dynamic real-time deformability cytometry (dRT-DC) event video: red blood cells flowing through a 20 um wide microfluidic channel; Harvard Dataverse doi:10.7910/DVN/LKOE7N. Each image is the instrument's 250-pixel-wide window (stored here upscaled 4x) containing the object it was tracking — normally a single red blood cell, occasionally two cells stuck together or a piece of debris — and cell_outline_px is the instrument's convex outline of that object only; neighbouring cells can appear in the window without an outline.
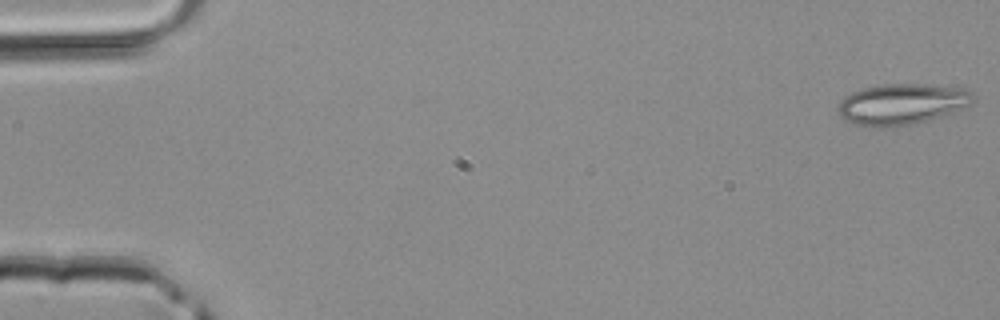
{"species": "common noctule bat (a hibernating species)", "species_latin": "Nyctalus noctula", "temperature_condition": "room temperature", "stored_images_in_passage": 45, "camera_frame_rate_fps": 3000, "um_per_image_px": 0.085, "animal": {"sex": "male", "body_mass_g": 20.4}, "frame": {"image": 1, "passage_image": 1, "time_ms": 0.0, "image_size_px": [1000, 320], "cell_outline_px": [[976, 100], [972, 104], [952, 112], [912, 124], [876, 128], [872, 128], [856, 124], [844, 120], [840, 116], [836, 108], [840, 100], [844, 96], [852, 92], [864, 88], [884, 84], [920, 84], [964, 88], [972, 92], [976, 96]], "centroid_in_image_um": [76.63, 8.85], "position_along_channel_um": 8.4, "area_um2": 32.31}}
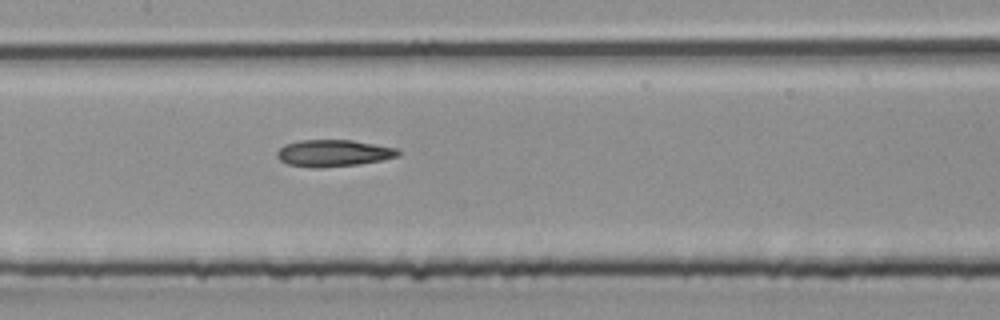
{"frame": {"image": 2, "passage_image": 22, "time_ms": 7.0, "image_size_px": [1000, 320], "cell_outline_px": [[400, 156], [384, 160], [360, 164], [320, 168], [312, 168], [288, 164], [280, 160], [276, 156], [276, 152], [284, 144], [300, 140], [352, 140], [396, 148], [400, 152]], "centroid_in_image_um": [28.34, 13.02], "position_along_channel_um": 179.1, "area_um2": 19.07}}
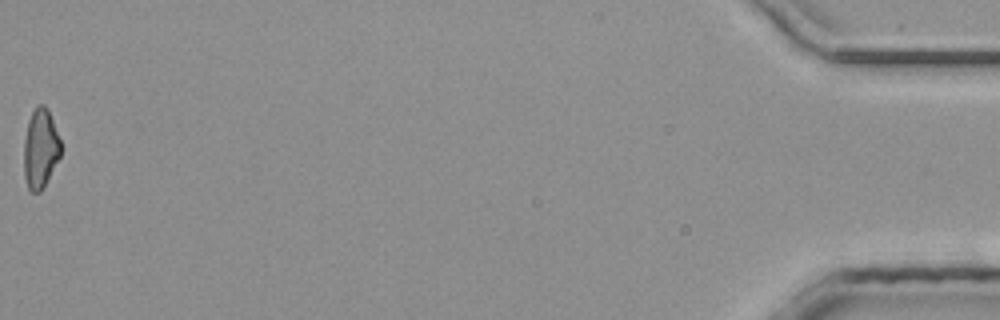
{"frame": {"image": 3, "passage_image": 45, "time_ms": 14.667, "image_size_px": [1000, 320], "cell_outline_px": [[60, 156], [44, 188], [40, 192], [32, 192], [28, 188], [24, 176], [24, 140], [28, 120], [36, 104], [44, 104], [48, 108], [60, 140]], "centroid_in_image_um": [3.43, 12.62], "position_along_channel_um": 431.8, "area_um2": 17.17}}